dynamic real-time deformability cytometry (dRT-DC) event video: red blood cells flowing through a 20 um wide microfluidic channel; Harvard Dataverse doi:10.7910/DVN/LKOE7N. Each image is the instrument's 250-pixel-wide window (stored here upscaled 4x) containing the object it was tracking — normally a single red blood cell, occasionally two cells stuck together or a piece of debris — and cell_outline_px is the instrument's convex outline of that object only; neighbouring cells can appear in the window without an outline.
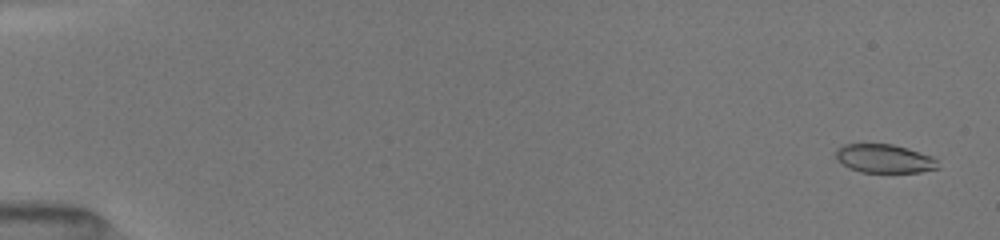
{"species": "common noctule bat (a hibernating species)", "species_latin": "Nyctalus noctula", "temperature_condition": "room temperature", "stored_images_in_passage": 42, "camera_frame_rate_fps": 3000, "um_per_image_px": 0.085, "animal": {"sex": "female", "body_mass_g": 19.5, "forearm_length_mm": 54.1}, "frame": {"image": 1, "passage_image": 1, "time_ms": 0.0, "image_size_px": [1000, 240], "cell_outline_px": [[940, 168], [920, 172], [860, 172], [848, 168], [836, 160], [836, 148], [844, 144], [892, 144], [908, 148], [932, 156], [936, 160]], "centroid_in_image_um": [75.15, 13.48], "position_along_channel_um": 9.9, "area_um2": 17.17}}
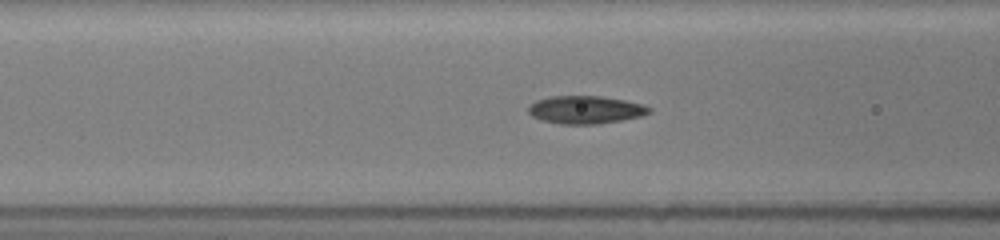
{"frame": {"image": 2, "passage_image": 30, "time_ms": 6.667, "image_size_px": [1000, 240], "cell_outline_px": [[652, 112], [640, 116], [600, 124], [560, 124], [540, 120], [532, 116], [528, 112], [528, 108], [536, 100], [548, 96], [600, 96], [624, 100], [644, 104], [652, 108]], "centroid_in_image_um": [49.77, 9.33], "position_along_channel_um": 116.8, "area_um2": 19.71}}
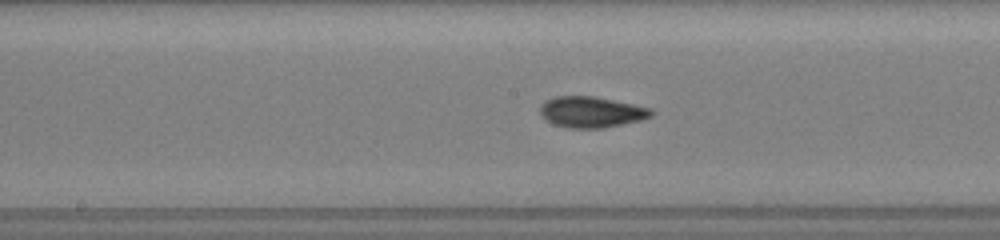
{"frame": {"image": 3, "passage_image": 41, "time_ms": 8.667, "image_size_px": [1000, 240], "cell_outline_px": [[656, 112], [652, 116], [640, 120], [604, 128], [568, 128], [552, 124], [544, 120], [540, 112], [540, 104], [544, 100], [556, 96], [592, 96], [652, 108]], "centroid_in_image_um": [50.23, 9.53], "position_along_channel_um": 198.0, "area_um2": 20.23}}